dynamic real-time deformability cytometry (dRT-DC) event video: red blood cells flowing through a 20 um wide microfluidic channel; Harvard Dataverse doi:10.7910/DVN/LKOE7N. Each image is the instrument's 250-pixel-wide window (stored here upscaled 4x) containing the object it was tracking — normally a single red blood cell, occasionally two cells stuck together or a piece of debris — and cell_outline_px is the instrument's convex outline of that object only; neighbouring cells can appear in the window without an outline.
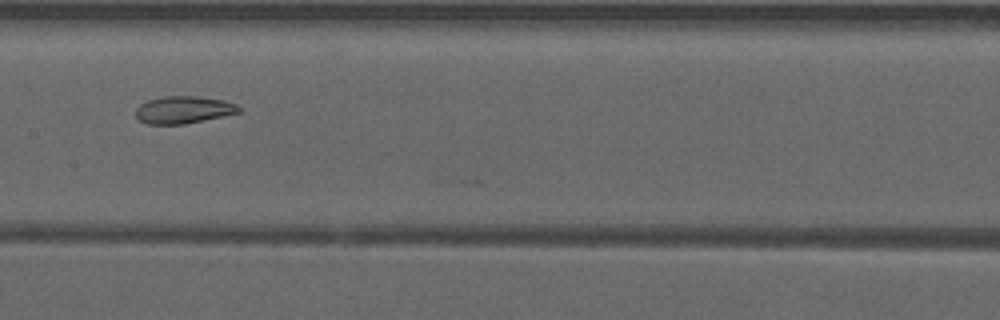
{"species": "common noctule bat (a hibernating species)", "species_latin": "Nyctalus noctula", "temperature_condition": "warm", "stored_images_in_passage": 16, "camera_frame_rate_fps": 3000, "um_per_image_px": 0.085, "animal": {"sex": "male", "forearm_length_mm": 52.5}, "frame": {"image": 1, "passage_image": 13, "time_ms": 4.0, "image_size_px": [1000, 320], "cell_outline_px": [[240, 112], [184, 124], [144, 124], [136, 116], [136, 108], [140, 104], [148, 100], [164, 96], [196, 96], [224, 100], [236, 104], [240, 108]], "centroid_in_image_um": [15.57, 9.33], "position_along_channel_um": 191.8, "area_um2": 16.3}}